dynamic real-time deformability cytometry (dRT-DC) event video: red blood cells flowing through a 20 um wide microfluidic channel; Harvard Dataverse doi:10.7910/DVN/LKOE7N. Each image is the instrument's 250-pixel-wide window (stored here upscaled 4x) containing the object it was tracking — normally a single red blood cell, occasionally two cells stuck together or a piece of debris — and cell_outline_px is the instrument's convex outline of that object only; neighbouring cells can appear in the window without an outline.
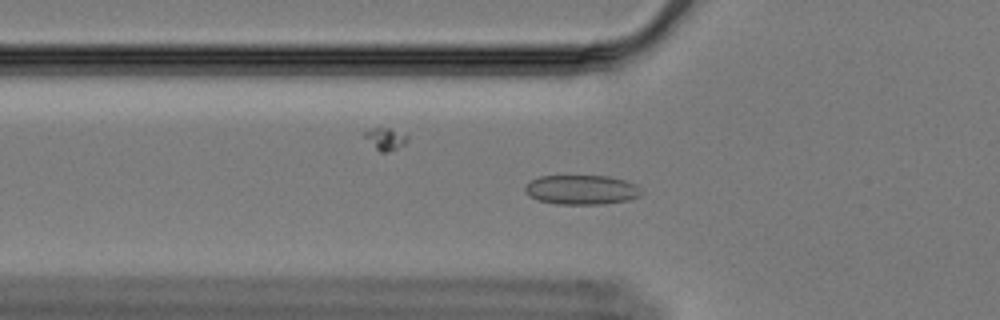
{"species": "Egyptian fruit bat (a non-hibernating species)", "species_latin": "Rousettus aegyptiacus", "temperature_condition": "cold", "stored_images_in_passage": 60, "camera_frame_rate_fps": 3000, "um_per_image_px": 0.085, "animal": {"sex": "female"}, "frame": {"image": 1, "passage_image": 20, "time_ms": 6.333, "image_size_px": [1000, 320], "cell_outline_px": [[644, 192], [640, 196], [628, 200], [604, 204], [556, 204], [540, 200], [528, 196], [524, 192], [524, 184], [540, 176], [608, 176], [624, 180], [636, 184]], "centroid_in_image_um": [49.43, 16.13], "position_along_channel_um": 76.4, "area_um2": 20.17}}
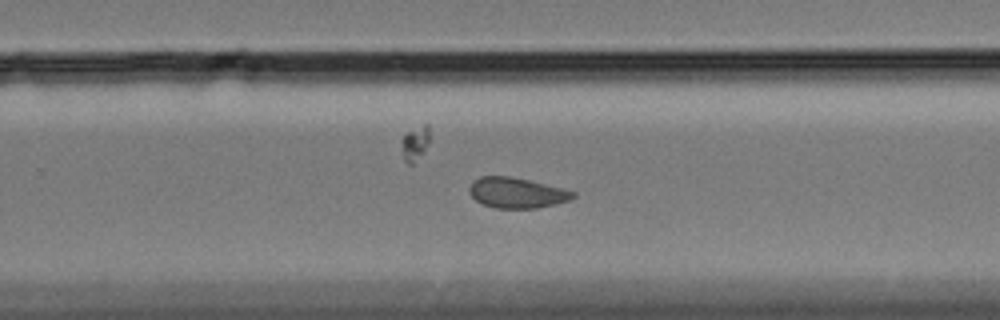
{"frame": {"image": 2, "passage_image": 39, "time_ms": 12.667, "image_size_px": [1000, 320], "cell_outline_px": [[576, 196], [568, 200], [556, 204], [536, 208], [496, 208], [484, 204], [476, 200], [468, 192], [468, 188], [472, 180], [480, 176], [512, 176], [564, 188], [576, 192]], "centroid_in_image_um": [43.92, 16.37], "position_along_channel_um": 285.9, "area_um2": 18.55}}
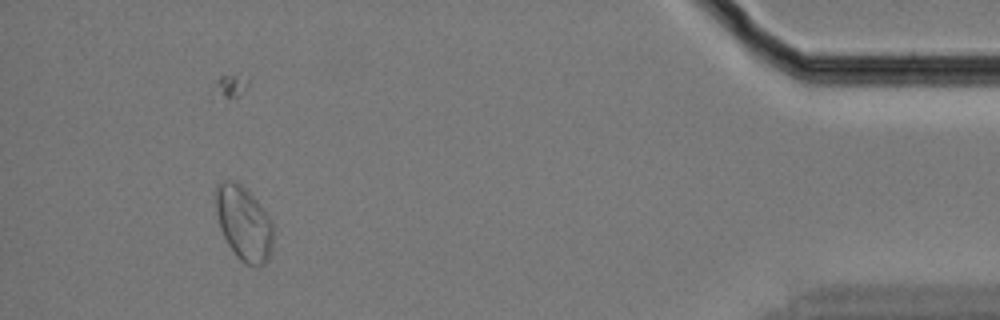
{"frame": {"image": 3, "passage_image": 56, "time_ms": 18.333, "image_size_px": [1000, 320], "cell_outline_px": [[272, 248], [268, 260], [264, 264], [244, 264], [236, 256], [228, 244], [220, 228], [216, 212], [216, 184], [224, 180], [232, 180], [240, 184], [260, 204], [272, 220]], "centroid_in_image_um": [20.72, 18.97], "position_along_channel_um": 414.5, "area_um2": 24.68}, "authors_computed_cell_mechanics": {"area_um2": 20.8947, "velocity_mm_per_s": 3.3011, "shape_relaxation_time_tau1_ms": null, "shape_relaxation_time_tau2_ms": 1.8349, "deformation_change_tau1": null, "deformation_change_tau2": 0.0774}}